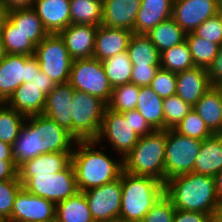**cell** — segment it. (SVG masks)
<instances>
[{
	"instance_id": "obj_19",
	"label": "cell",
	"mask_w": 222,
	"mask_h": 222,
	"mask_svg": "<svg viewBox=\"0 0 222 222\" xmlns=\"http://www.w3.org/2000/svg\"><path fill=\"white\" fill-rule=\"evenodd\" d=\"M32 8L49 34H59L70 25V0H35Z\"/></svg>"
},
{
	"instance_id": "obj_31",
	"label": "cell",
	"mask_w": 222,
	"mask_h": 222,
	"mask_svg": "<svg viewBox=\"0 0 222 222\" xmlns=\"http://www.w3.org/2000/svg\"><path fill=\"white\" fill-rule=\"evenodd\" d=\"M127 53L133 66H160V52L145 34L133 33Z\"/></svg>"
},
{
	"instance_id": "obj_53",
	"label": "cell",
	"mask_w": 222,
	"mask_h": 222,
	"mask_svg": "<svg viewBox=\"0 0 222 222\" xmlns=\"http://www.w3.org/2000/svg\"><path fill=\"white\" fill-rule=\"evenodd\" d=\"M9 18V10L0 2V37Z\"/></svg>"
},
{
	"instance_id": "obj_41",
	"label": "cell",
	"mask_w": 222,
	"mask_h": 222,
	"mask_svg": "<svg viewBox=\"0 0 222 222\" xmlns=\"http://www.w3.org/2000/svg\"><path fill=\"white\" fill-rule=\"evenodd\" d=\"M22 187L19 177L14 180L0 181V222L10 220L14 199Z\"/></svg>"
},
{
	"instance_id": "obj_13",
	"label": "cell",
	"mask_w": 222,
	"mask_h": 222,
	"mask_svg": "<svg viewBox=\"0 0 222 222\" xmlns=\"http://www.w3.org/2000/svg\"><path fill=\"white\" fill-rule=\"evenodd\" d=\"M87 199L92 218L95 222L119 221L121 207L120 178L83 192Z\"/></svg>"
},
{
	"instance_id": "obj_7",
	"label": "cell",
	"mask_w": 222,
	"mask_h": 222,
	"mask_svg": "<svg viewBox=\"0 0 222 222\" xmlns=\"http://www.w3.org/2000/svg\"><path fill=\"white\" fill-rule=\"evenodd\" d=\"M18 177L28 192L55 204L75 196L79 192L71 163L64 170L54 174Z\"/></svg>"
},
{
	"instance_id": "obj_34",
	"label": "cell",
	"mask_w": 222,
	"mask_h": 222,
	"mask_svg": "<svg viewBox=\"0 0 222 222\" xmlns=\"http://www.w3.org/2000/svg\"><path fill=\"white\" fill-rule=\"evenodd\" d=\"M160 55V68L173 73L177 74L196 67L186 40L161 52Z\"/></svg>"
},
{
	"instance_id": "obj_45",
	"label": "cell",
	"mask_w": 222,
	"mask_h": 222,
	"mask_svg": "<svg viewBox=\"0 0 222 222\" xmlns=\"http://www.w3.org/2000/svg\"><path fill=\"white\" fill-rule=\"evenodd\" d=\"M160 66H133L131 83L139 86H150Z\"/></svg>"
},
{
	"instance_id": "obj_37",
	"label": "cell",
	"mask_w": 222,
	"mask_h": 222,
	"mask_svg": "<svg viewBox=\"0 0 222 222\" xmlns=\"http://www.w3.org/2000/svg\"><path fill=\"white\" fill-rule=\"evenodd\" d=\"M6 54L33 56L36 46L8 20L1 35Z\"/></svg>"
},
{
	"instance_id": "obj_42",
	"label": "cell",
	"mask_w": 222,
	"mask_h": 222,
	"mask_svg": "<svg viewBox=\"0 0 222 222\" xmlns=\"http://www.w3.org/2000/svg\"><path fill=\"white\" fill-rule=\"evenodd\" d=\"M149 87L163 99L175 95L176 73L159 68Z\"/></svg>"
},
{
	"instance_id": "obj_30",
	"label": "cell",
	"mask_w": 222,
	"mask_h": 222,
	"mask_svg": "<svg viewBox=\"0 0 222 222\" xmlns=\"http://www.w3.org/2000/svg\"><path fill=\"white\" fill-rule=\"evenodd\" d=\"M186 35L172 18L160 22L146 34L160 53L184 42Z\"/></svg>"
},
{
	"instance_id": "obj_36",
	"label": "cell",
	"mask_w": 222,
	"mask_h": 222,
	"mask_svg": "<svg viewBox=\"0 0 222 222\" xmlns=\"http://www.w3.org/2000/svg\"><path fill=\"white\" fill-rule=\"evenodd\" d=\"M25 119V115L9 107L6 103H0V140L12 145L18 138Z\"/></svg>"
},
{
	"instance_id": "obj_54",
	"label": "cell",
	"mask_w": 222,
	"mask_h": 222,
	"mask_svg": "<svg viewBox=\"0 0 222 222\" xmlns=\"http://www.w3.org/2000/svg\"><path fill=\"white\" fill-rule=\"evenodd\" d=\"M214 180H215L217 195H218L220 201H222V171L218 172L214 176Z\"/></svg>"
},
{
	"instance_id": "obj_38",
	"label": "cell",
	"mask_w": 222,
	"mask_h": 222,
	"mask_svg": "<svg viewBox=\"0 0 222 222\" xmlns=\"http://www.w3.org/2000/svg\"><path fill=\"white\" fill-rule=\"evenodd\" d=\"M139 92L140 87L133 83L113 87L107 108L120 113L133 110L136 108Z\"/></svg>"
},
{
	"instance_id": "obj_52",
	"label": "cell",
	"mask_w": 222,
	"mask_h": 222,
	"mask_svg": "<svg viewBox=\"0 0 222 222\" xmlns=\"http://www.w3.org/2000/svg\"><path fill=\"white\" fill-rule=\"evenodd\" d=\"M0 160L14 161L12 156V145L4 143L0 140Z\"/></svg>"
},
{
	"instance_id": "obj_46",
	"label": "cell",
	"mask_w": 222,
	"mask_h": 222,
	"mask_svg": "<svg viewBox=\"0 0 222 222\" xmlns=\"http://www.w3.org/2000/svg\"><path fill=\"white\" fill-rule=\"evenodd\" d=\"M207 73L211 86H222V46H220L218 55L207 68Z\"/></svg>"
},
{
	"instance_id": "obj_2",
	"label": "cell",
	"mask_w": 222,
	"mask_h": 222,
	"mask_svg": "<svg viewBox=\"0 0 222 222\" xmlns=\"http://www.w3.org/2000/svg\"><path fill=\"white\" fill-rule=\"evenodd\" d=\"M77 145V146H76ZM71 154V164L79 192L111 183L120 178L123 158L114 160L101 150H95L94 140L76 141ZM117 161V162H116Z\"/></svg>"
},
{
	"instance_id": "obj_33",
	"label": "cell",
	"mask_w": 222,
	"mask_h": 222,
	"mask_svg": "<svg viewBox=\"0 0 222 222\" xmlns=\"http://www.w3.org/2000/svg\"><path fill=\"white\" fill-rule=\"evenodd\" d=\"M101 62L112 87L131 83L133 65L127 51L120 52Z\"/></svg>"
},
{
	"instance_id": "obj_4",
	"label": "cell",
	"mask_w": 222,
	"mask_h": 222,
	"mask_svg": "<svg viewBox=\"0 0 222 222\" xmlns=\"http://www.w3.org/2000/svg\"><path fill=\"white\" fill-rule=\"evenodd\" d=\"M120 222H141L154 203L164 194V184L149 176L121 173Z\"/></svg>"
},
{
	"instance_id": "obj_14",
	"label": "cell",
	"mask_w": 222,
	"mask_h": 222,
	"mask_svg": "<svg viewBox=\"0 0 222 222\" xmlns=\"http://www.w3.org/2000/svg\"><path fill=\"white\" fill-rule=\"evenodd\" d=\"M56 204L22 187L15 199L8 222H55Z\"/></svg>"
},
{
	"instance_id": "obj_8",
	"label": "cell",
	"mask_w": 222,
	"mask_h": 222,
	"mask_svg": "<svg viewBox=\"0 0 222 222\" xmlns=\"http://www.w3.org/2000/svg\"><path fill=\"white\" fill-rule=\"evenodd\" d=\"M40 70L56 84L69 82L73 59L60 34H48L35 48Z\"/></svg>"
},
{
	"instance_id": "obj_51",
	"label": "cell",
	"mask_w": 222,
	"mask_h": 222,
	"mask_svg": "<svg viewBox=\"0 0 222 222\" xmlns=\"http://www.w3.org/2000/svg\"><path fill=\"white\" fill-rule=\"evenodd\" d=\"M35 0H1L9 11L32 8Z\"/></svg>"
},
{
	"instance_id": "obj_49",
	"label": "cell",
	"mask_w": 222,
	"mask_h": 222,
	"mask_svg": "<svg viewBox=\"0 0 222 222\" xmlns=\"http://www.w3.org/2000/svg\"><path fill=\"white\" fill-rule=\"evenodd\" d=\"M32 84L40 87L41 92H43L46 96L52 91L53 88L56 87V83L50 79L45 73L41 70L36 72L35 77L31 81Z\"/></svg>"
},
{
	"instance_id": "obj_32",
	"label": "cell",
	"mask_w": 222,
	"mask_h": 222,
	"mask_svg": "<svg viewBox=\"0 0 222 222\" xmlns=\"http://www.w3.org/2000/svg\"><path fill=\"white\" fill-rule=\"evenodd\" d=\"M103 0H70V24H102Z\"/></svg>"
},
{
	"instance_id": "obj_1",
	"label": "cell",
	"mask_w": 222,
	"mask_h": 222,
	"mask_svg": "<svg viewBox=\"0 0 222 222\" xmlns=\"http://www.w3.org/2000/svg\"><path fill=\"white\" fill-rule=\"evenodd\" d=\"M76 141L69 131L47 116H27L18 138L12 144V156L16 167L19 168L40 154L72 152Z\"/></svg>"
},
{
	"instance_id": "obj_9",
	"label": "cell",
	"mask_w": 222,
	"mask_h": 222,
	"mask_svg": "<svg viewBox=\"0 0 222 222\" xmlns=\"http://www.w3.org/2000/svg\"><path fill=\"white\" fill-rule=\"evenodd\" d=\"M68 83L74 90L98 97L106 104L109 102L113 91V87L106 77L102 62L93 57L72 61Z\"/></svg>"
},
{
	"instance_id": "obj_25",
	"label": "cell",
	"mask_w": 222,
	"mask_h": 222,
	"mask_svg": "<svg viewBox=\"0 0 222 222\" xmlns=\"http://www.w3.org/2000/svg\"><path fill=\"white\" fill-rule=\"evenodd\" d=\"M220 171H222V134H214L202 141L193 173L214 177Z\"/></svg>"
},
{
	"instance_id": "obj_5",
	"label": "cell",
	"mask_w": 222,
	"mask_h": 222,
	"mask_svg": "<svg viewBox=\"0 0 222 222\" xmlns=\"http://www.w3.org/2000/svg\"><path fill=\"white\" fill-rule=\"evenodd\" d=\"M167 130H154L140 137L137 144L123 158V171L149 176L165 184V147Z\"/></svg>"
},
{
	"instance_id": "obj_17",
	"label": "cell",
	"mask_w": 222,
	"mask_h": 222,
	"mask_svg": "<svg viewBox=\"0 0 222 222\" xmlns=\"http://www.w3.org/2000/svg\"><path fill=\"white\" fill-rule=\"evenodd\" d=\"M97 30L90 24H70L59 33L73 60L93 57Z\"/></svg>"
},
{
	"instance_id": "obj_11",
	"label": "cell",
	"mask_w": 222,
	"mask_h": 222,
	"mask_svg": "<svg viewBox=\"0 0 222 222\" xmlns=\"http://www.w3.org/2000/svg\"><path fill=\"white\" fill-rule=\"evenodd\" d=\"M103 137L109 141L113 151L124 158L140 139L130 124V111L120 113L106 107L99 134L94 141L99 144Z\"/></svg>"
},
{
	"instance_id": "obj_40",
	"label": "cell",
	"mask_w": 222,
	"mask_h": 222,
	"mask_svg": "<svg viewBox=\"0 0 222 222\" xmlns=\"http://www.w3.org/2000/svg\"><path fill=\"white\" fill-rule=\"evenodd\" d=\"M164 129H174L176 125L193 109L178 95L163 99Z\"/></svg>"
},
{
	"instance_id": "obj_44",
	"label": "cell",
	"mask_w": 222,
	"mask_h": 222,
	"mask_svg": "<svg viewBox=\"0 0 222 222\" xmlns=\"http://www.w3.org/2000/svg\"><path fill=\"white\" fill-rule=\"evenodd\" d=\"M194 33L209 42L222 46V18L219 14L204 21Z\"/></svg>"
},
{
	"instance_id": "obj_43",
	"label": "cell",
	"mask_w": 222,
	"mask_h": 222,
	"mask_svg": "<svg viewBox=\"0 0 222 222\" xmlns=\"http://www.w3.org/2000/svg\"><path fill=\"white\" fill-rule=\"evenodd\" d=\"M176 208L171 200L163 194L146 213L141 222H173Z\"/></svg>"
},
{
	"instance_id": "obj_24",
	"label": "cell",
	"mask_w": 222,
	"mask_h": 222,
	"mask_svg": "<svg viewBox=\"0 0 222 222\" xmlns=\"http://www.w3.org/2000/svg\"><path fill=\"white\" fill-rule=\"evenodd\" d=\"M213 134H222V88L212 86L193 106Z\"/></svg>"
},
{
	"instance_id": "obj_27",
	"label": "cell",
	"mask_w": 222,
	"mask_h": 222,
	"mask_svg": "<svg viewBox=\"0 0 222 222\" xmlns=\"http://www.w3.org/2000/svg\"><path fill=\"white\" fill-rule=\"evenodd\" d=\"M8 20L35 46L49 34L33 8L9 11Z\"/></svg>"
},
{
	"instance_id": "obj_29",
	"label": "cell",
	"mask_w": 222,
	"mask_h": 222,
	"mask_svg": "<svg viewBox=\"0 0 222 222\" xmlns=\"http://www.w3.org/2000/svg\"><path fill=\"white\" fill-rule=\"evenodd\" d=\"M55 222H95L85 194L78 192L56 204Z\"/></svg>"
},
{
	"instance_id": "obj_56",
	"label": "cell",
	"mask_w": 222,
	"mask_h": 222,
	"mask_svg": "<svg viewBox=\"0 0 222 222\" xmlns=\"http://www.w3.org/2000/svg\"><path fill=\"white\" fill-rule=\"evenodd\" d=\"M6 56V52L4 49V45L2 43V39L0 37V61Z\"/></svg>"
},
{
	"instance_id": "obj_18",
	"label": "cell",
	"mask_w": 222,
	"mask_h": 222,
	"mask_svg": "<svg viewBox=\"0 0 222 222\" xmlns=\"http://www.w3.org/2000/svg\"><path fill=\"white\" fill-rule=\"evenodd\" d=\"M141 0H103L102 24L110 28L127 29L134 33Z\"/></svg>"
},
{
	"instance_id": "obj_28",
	"label": "cell",
	"mask_w": 222,
	"mask_h": 222,
	"mask_svg": "<svg viewBox=\"0 0 222 222\" xmlns=\"http://www.w3.org/2000/svg\"><path fill=\"white\" fill-rule=\"evenodd\" d=\"M136 110L154 130H164L163 98L149 86L140 87Z\"/></svg>"
},
{
	"instance_id": "obj_50",
	"label": "cell",
	"mask_w": 222,
	"mask_h": 222,
	"mask_svg": "<svg viewBox=\"0 0 222 222\" xmlns=\"http://www.w3.org/2000/svg\"><path fill=\"white\" fill-rule=\"evenodd\" d=\"M18 177L15 161L0 160V181L14 180Z\"/></svg>"
},
{
	"instance_id": "obj_35",
	"label": "cell",
	"mask_w": 222,
	"mask_h": 222,
	"mask_svg": "<svg viewBox=\"0 0 222 222\" xmlns=\"http://www.w3.org/2000/svg\"><path fill=\"white\" fill-rule=\"evenodd\" d=\"M186 42L197 67L208 68L218 55L220 45L209 42V40L197 36L194 32L187 33Z\"/></svg>"
},
{
	"instance_id": "obj_3",
	"label": "cell",
	"mask_w": 222,
	"mask_h": 222,
	"mask_svg": "<svg viewBox=\"0 0 222 222\" xmlns=\"http://www.w3.org/2000/svg\"><path fill=\"white\" fill-rule=\"evenodd\" d=\"M164 194L176 209L200 212L211 216L220 202L214 177L193 172L166 180Z\"/></svg>"
},
{
	"instance_id": "obj_47",
	"label": "cell",
	"mask_w": 222,
	"mask_h": 222,
	"mask_svg": "<svg viewBox=\"0 0 222 222\" xmlns=\"http://www.w3.org/2000/svg\"><path fill=\"white\" fill-rule=\"evenodd\" d=\"M173 222H213L210 214L176 209Z\"/></svg>"
},
{
	"instance_id": "obj_20",
	"label": "cell",
	"mask_w": 222,
	"mask_h": 222,
	"mask_svg": "<svg viewBox=\"0 0 222 222\" xmlns=\"http://www.w3.org/2000/svg\"><path fill=\"white\" fill-rule=\"evenodd\" d=\"M133 32L127 29L98 26L93 58L103 61L120 52L127 51Z\"/></svg>"
},
{
	"instance_id": "obj_58",
	"label": "cell",
	"mask_w": 222,
	"mask_h": 222,
	"mask_svg": "<svg viewBox=\"0 0 222 222\" xmlns=\"http://www.w3.org/2000/svg\"><path fill=\"white\" fill-rule=\"evenodd\" d=\"M218 14L221 16L222 18V10H218Z\"/></svg>"
},
{
	"instance_id": "obj_22",
	"label": "cell",
	"mask_w": 222,
	"mask_h": 222,
	"mask_svg": "<svg viewBox=\"0 0 222 222\" xmlns=\"http://www.w3.org/2000/svg\"><path fill=\"white\" fill-rule=\"evenodd\" d=\"M46 97L40 87L31 82H24L5 103L27 117L43 114Z\"/></svg>"
},
{
	"instance_id": "obj_10",
	"label": "cell",
	"mask_w": 222,
	"mask_h": 222,
	"mask_svg": "<svg viewBox=\"0 0 222 222\" xmlns=\"http://www.w3.org/2000/svg\"><path fill=\"white\" fill-rule=\"evenodd\" d=\"M201 145L202 140L183 136L173 129L167 130L165 182L172 177L193 172Z\"/></svg>"
},
{
	"instance_id": "obj_12",
	"label": "cell",
	"mask_w": 222,
	"mask_h": 222,
	"mask_svg": "<svg viewBox=\"0 0 222 222\" xmlns=\"http://www.w3.org/2000/svg\"><path fill=\"white\" fill-rule=\"evenodd\" d=\"M39 71L34 55L6 54L0 61V103H5L24 82H31Z\"/></svg>"
},
{
	"instance_id": "obj_55",
	"label": "cell",
	"mask_w": 222,
	"mask_h": 222,
	"mask_svg": "<svg viewBox=\"0 0 222 222\" xmlns=\"http://www.w3.org/2000/svg\"><path fill=\"white\" fill-rule=\"evenodd\" d=\"M212 221L222 222V201H220L217 207L214 209V213L212 215Z\"/></svg>"
},
{
	"instance_id": "obj_26",
	"label": "cell",
	"mask_w": 222,
	"mask_h": 222,
	"mask_svg": "<svg viewBox=\"0 0 222 222\" xmlns=\"http://www.w3.org/2000/svg\"><path fill=\"white\" fill-rule=\"evenodd\" d=\"M71 154L72 152L40 154L22 164L18 168V176H36L60 172L71 163Z\"/></svg>"
},
{
	"instance_id": "obj_48",
	"label": "cell",
	"mask_w": 222,
	"mask_h": 222,
	"mask_svg": "<svg viewBox=\"0 0 222 222\" xmlns=\"http://www.w3.org/2000/svg\"><path fill=\"white\" fill-rule=\"evenodd\" d=\"M130 124L132 125L135 133L140 137L154 131V129L136 109L130 110Z\"/></svg>"
},
{
	"instance_id": "obj_57",
	"label": "cell",
	"mask_w": 222,
	"mask_h": 222,
	"mask_svg": "<svg viewBox=\"0 0 222 222\" xmlns=\"http://www.w3.org/2000/svg\"><path fill=\"white\" fill-rule=\"evenodd\" d=\"M218 10H222V0H218Z\"/></svg>"
},
{
	"instance_id": "obj_21",
	"label": "cell",
	"mask_w": 222,
	"mask_h": 222,
	"mask_svg": "<svg viewBox=\"0 0 222 222\" xmlns=\"http://www.w3.org/2000/svg\"><path fill=\"white\" fill-rule=\"evenodd\" d=\"M176 95L192 107L203 94L212 86L209 81L207 68L194 67L176 74Z\"/></svg>"
},
{
	"instance_id": "obj_16",
	"label": "cell",
	"mask_w": 222,
	"mask_h": 222,
	"mask_svg": "<svg viewBox=\"0 0 222 222\" xmlns=\"http://www.w3.org/2000/svg\"><path fill=\"white\" fill-rule=\"evenodd\" d=\"M75 90L69 83L57 84L47 95L43 115L55 121L72 135V100Z\"/></svg>"
},
{
	"instance_id": "obj_6",
	"label": "cell",
	"mask_w": 222,
	"mask_h": 222,
	"mask_svg": "<svg viewBox=\"0 0 222 222\" xmlns=\"http://www.w3.org/2000/svg\"><path fill=\"white\" fill-rule=\"evenodd\" d=\"M107 104L98 97L75 90L72 100V136L77 141L95 140Z\"/></svg>"
},
{
	"instance_id": "obj_15",
	"label": "cell",
	"mask_w": 222,
	"mask_h": 222,
	"mask_svg": "<svg viewBox=\"0 0 222 222\" xmlns=\"http://www.w3.org/2000/svg\"><path fill=\"white\" fill-rule=\"evenodd\" d=\"M217 14L218 0H174L171 18L189 33Z\"/></svg>"
},
{
	"instance_id": "obj_39",
	"label": "cell",
	"mask_w": 222,
	"mask_h": 222,
	"mask_svg": "<svg viewBox=\"0 0 222 222\" xmlns=\"http://www.w3.org/2000/svg\"><path fill=\"white\" fill-rule=\"evenodd\" d=\"M173 130L183 136L202 141L214 135L209 130L206 123L193 109L176 125Z\"/></svg>"
},
{
	"instance_id": "obj_23",
	"label": "cell",
	"mask_w": 222,
	"mask_h": 222,
	"mask_svg": "<svg viewBox=\"0 0 222 222\" xmlns=\"http://www.w3.org/2000/svg\"><path fill=\"white\" fill-rule=\"evenodd\" d=\"M174 0H141L137 13L134 34H147L151 29L172 17Z\"/></svg>"
}]
</instances>
